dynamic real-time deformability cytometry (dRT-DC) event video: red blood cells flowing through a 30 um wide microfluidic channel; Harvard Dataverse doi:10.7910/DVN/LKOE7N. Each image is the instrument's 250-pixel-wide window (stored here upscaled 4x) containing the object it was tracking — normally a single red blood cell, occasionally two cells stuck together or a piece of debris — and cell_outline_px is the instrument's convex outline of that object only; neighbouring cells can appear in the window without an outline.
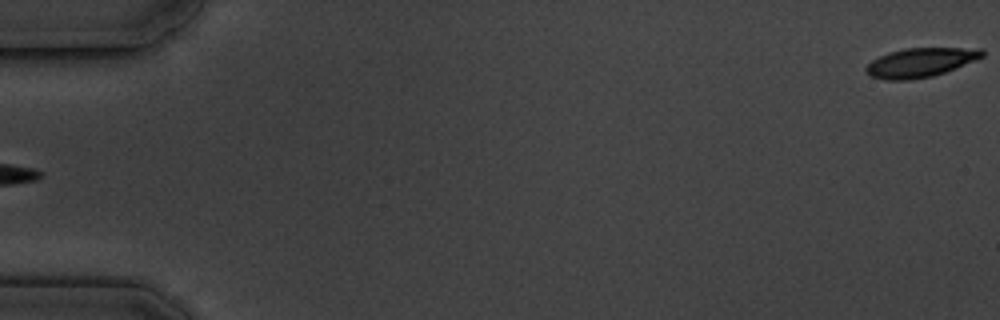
{"species": "common noctule bat (a hibernating species)", "species_latin": "Nyctalus noctula", "temperature_condition": "cold", "stored_images_in_passage": 4, "segment_of_instrument_passage": [2, 2], "camera_frame_rate_fps": 3000, "um_per_image_px": 0.085, "animal": {"sex": "male", "body_mass_g": 19.5, "forearm_length_mm": 54.6}, "frame": {"image": 1, "passage_image": 4, "time_ms": 3.333, "image_size_px": [1000, 320], "cell_outline_px": [[984, 56], [944, 72], [932, 76], [908, 80], [888, 80], [872, 76], [864, 68], [872, 60], [888, 52], [904, 48], [984, 48]], "centroid_in_image_um": [78.23, 5.3], "position_along_channel_um": 6.8, "area_um2": 19.48}}